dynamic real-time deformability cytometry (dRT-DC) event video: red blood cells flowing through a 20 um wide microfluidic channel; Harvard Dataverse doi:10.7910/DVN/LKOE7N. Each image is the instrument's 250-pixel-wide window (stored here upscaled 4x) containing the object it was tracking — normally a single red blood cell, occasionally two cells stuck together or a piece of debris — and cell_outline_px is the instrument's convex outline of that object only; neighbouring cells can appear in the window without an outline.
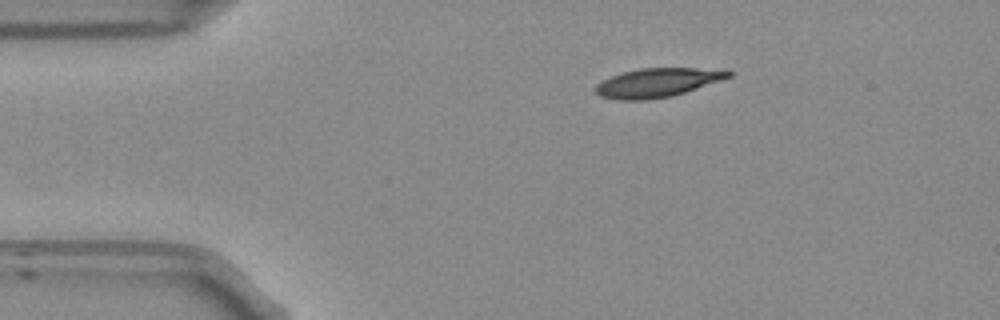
{"species": "Egyptian fruit bat (a non-hibernating species)", "species_latin": "Rousettus aegyptiacus", "temperature_condition": "room temperature", "stored_images_in_passage": 45, "camera_frame_rate_fps": 3000, "um_per_image_px": 0.085, "frame": {"image": 1, "passage_image": 1, "time_ms": 0.0, "image_size_px": [1000, 320], "cell_outline_px": [[732, 76], [672, 96], [644, 100], [620, 100], [600, 96], [596, 92], [596, 84], [612, 76], [624, 72], [640, 68], [728, 68], [732, 72]], "centroid_in_image_um": [55.94, 7.01], "position_along_channel_um": 29.1, "area_um2": 22.31}}
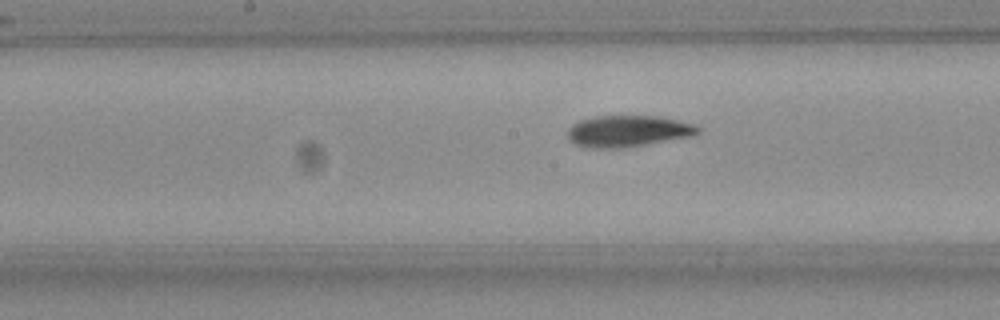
{"frame": {"image": 2, "passage_image": 18, "time_ms": 5.667, "image_size_px": [1000, 320], "cell_outline_px": [[700, 132], [688, 136], [644, 144], [620, 148], [588, 148], [576, 144], [568, 140], [568, 128], [572, 124], [580, 120], [592, 116], [660, 116], [692, 124], [700, 128]], "centroid_in_image_um": [53.29, 11.13], "position_along_channel_um": 194.9, "area_um2": 23.58}}
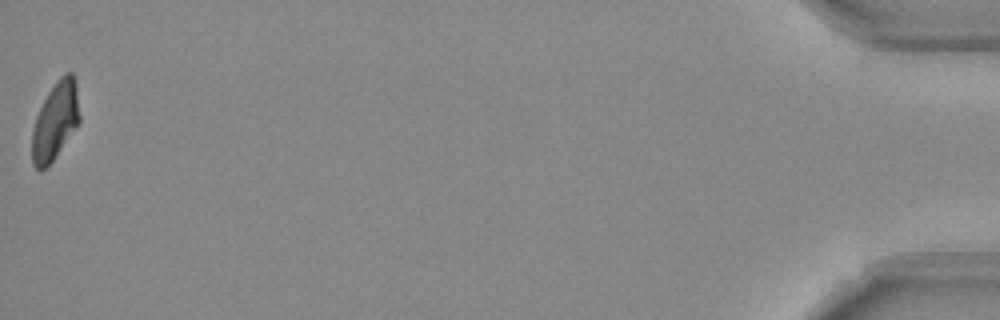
{"frame": {"image": 3, "passage_image": 45, "time_ms": 14.667, "image_size_px": [1000, 320], "cell_outline_px": [[80, 124], [52, 160], [44, 168], [36, 168], [32, 164], [32, 132], [36, 116], [48, 92], [56, 80], [64, 72], [72, 72], [76, 80], [80, 116]], "centroid_in_image_um": [4.73, 10.23], "position_along_channel_um": 430.5, "area_um2": 21.56}, "authors_computed_cell_mechanics": {"area_um2": 23.12, "velocity_mm_per_s": 3.7682, "shape_relaxation_time_tau1_ms": 8.1019, "shape_relaxation_time_tau2_ms": 5.4708, "deformation_change_tau1": 0.2073, "deformation_change_tau2": 0.1046}}